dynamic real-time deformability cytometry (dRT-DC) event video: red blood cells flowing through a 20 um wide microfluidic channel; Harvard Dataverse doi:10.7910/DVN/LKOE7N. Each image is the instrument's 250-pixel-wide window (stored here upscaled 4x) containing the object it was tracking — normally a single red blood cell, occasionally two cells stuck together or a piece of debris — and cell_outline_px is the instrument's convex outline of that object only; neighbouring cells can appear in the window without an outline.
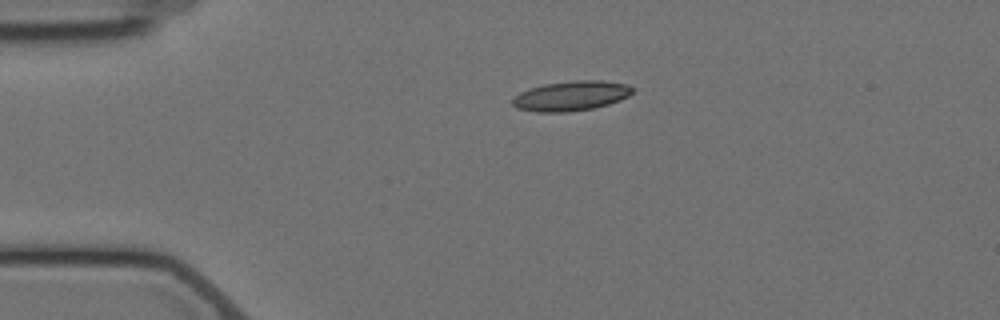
{"species": "Egyptian fruit bat (a non-hibernating species)", "species_latin": "Rousettus aegyptiacus", "temperature_condition": "cold", "stored_images_in_passage": 2, "camera_frame_rate_fps": 3000, "um_per_image_px": 0.085, "animal": {"sex": "female"}, "frame": {"image": 1, "passage_image": 1, "time_ms": 0.0, "image_size_px": [1000, 320], "cell_outline_px": [[632, 92], [628, 96], [620, 100], [608, 104], [592, 108], [568, 112], [536, 112], [516, 108], [512, 104], [512, 100], [520, 92], [544, 84], [572, 80], [600, 80], [628, 84], [632, 88]], "centroid_in_image_um": [48.54, 8.15], "position_along_channel_um": 36.5, "area_um2": 20.75}}